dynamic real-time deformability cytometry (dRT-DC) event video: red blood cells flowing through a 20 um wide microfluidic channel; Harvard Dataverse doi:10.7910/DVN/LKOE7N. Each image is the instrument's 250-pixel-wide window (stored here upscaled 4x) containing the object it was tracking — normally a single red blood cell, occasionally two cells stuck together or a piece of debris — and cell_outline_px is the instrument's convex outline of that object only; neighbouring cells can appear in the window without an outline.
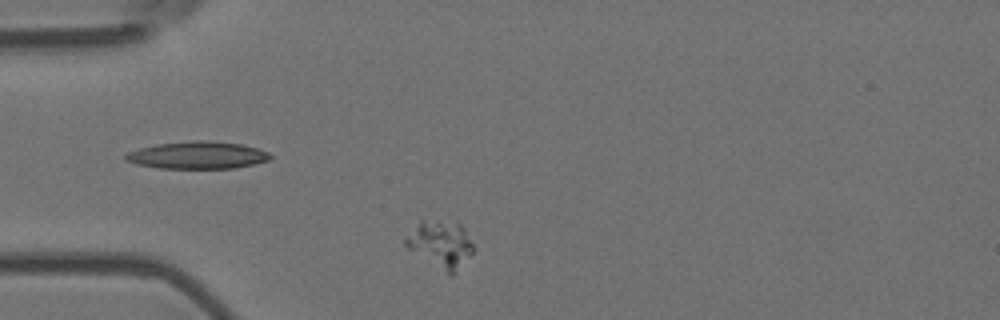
{"species": "Egyptian fruit bat (a non-hibernating species)", "species_latin": "Rousettus aegyptiacus", "temperature_condition": "room temperature", "stored_images_in_passage": 12, "camera_frame_rate_fps": 3000, "um_per_image_px": 0.085, "animal": {"sex": "female"}, "frame": {"image": 1, "passage_image": 2, "time_ms": 0.333, "image_size_px": [1000, 320], "cell_outline_px": [[472, 252], [452, 276], [448, 276], [408, 248], [404, 244], [404, 240], [420, 220], [456, 220], [464, 228], [472, 244]], "centroid_in_image_um": [37.45, 20.75], "position_along_channel_um": 47.6, "area_um2": 18.55}}
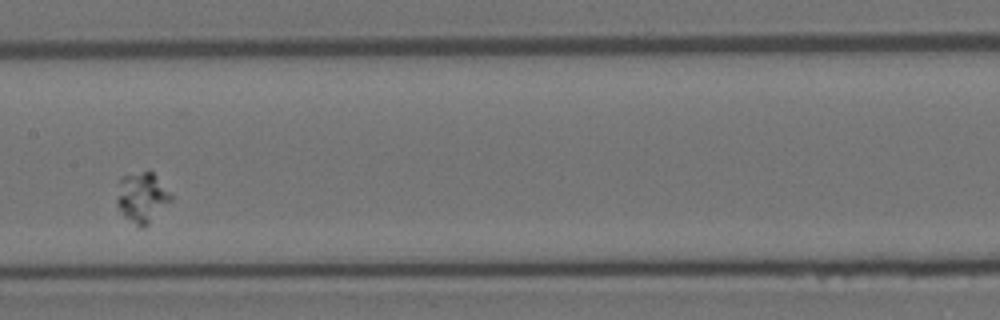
{"frame": {"image": 2, "passage_image": 6, "time_ms": 1.667, "image_size_px": [1000, 320], "cell_outline_px": [[172, 200], [144, 228], [140, 228], [124, 216], [120, 212], [116, 200], [120, 176], [148, 168], [156, 176], [172, 196]], "centroid_in_image_um": [12.04, 16.74], "position_along_channel_um": 195.4, "area_um2": 16.01}}
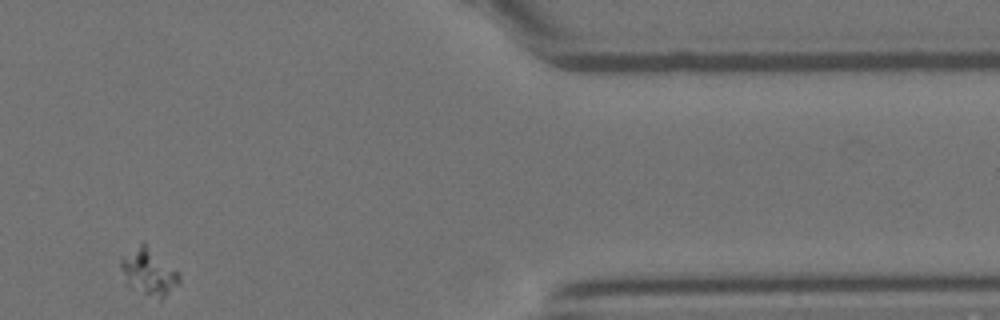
{"frame": {"image": 3, "passage_image": 11, "time_ms": 3.333, "image_size_px": [1000, 320], "cell_outline_px": [[180, 280], [160, 300], [128, 288], [120, 268], [120, 260], [140, 240], [144, 240], [180, 272]], "centroid_in_image_um": [12.62, 23.06], "position_along_channel_um": 398.8, "area_um2": 16.3}}